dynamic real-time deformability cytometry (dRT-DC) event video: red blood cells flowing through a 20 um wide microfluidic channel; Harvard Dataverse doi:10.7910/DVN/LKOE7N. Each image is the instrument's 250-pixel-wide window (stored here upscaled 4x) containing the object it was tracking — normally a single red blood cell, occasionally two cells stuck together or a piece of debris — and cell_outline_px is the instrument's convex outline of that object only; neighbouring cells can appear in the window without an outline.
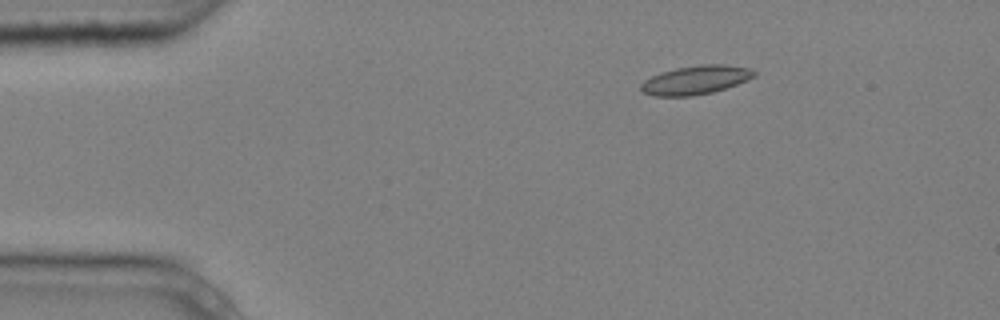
{"species": "common noctule bat (a hibernating species)", "species_latin": "Nyctalus noctula", "temperature_condition": "cold", "stored_images_in_passage": 5, "camera_frame_rate_fps": 3000, "um_per_image_px": 0.085, "animal": {"sex": "male", "body_mass_g": 20.4}, "frame": {"image": 1, "passage_image": 3, "time_ms": 0.667, "image_size_px": [1000, 320], "cell_outline_px": [[756, 76], [748, 80], [712, 92], [692, 96], [652, 96], [644, 92], [640, 88], [640, 84], [644, 80], [660, 72], [676, 68], [704, 64], [724, 64], [752, 68], [756, 72]], "centroid_in_image_um": [59.14, 6.79], "position_along_channel_um": 25.9, "area_um2": 19.02}}